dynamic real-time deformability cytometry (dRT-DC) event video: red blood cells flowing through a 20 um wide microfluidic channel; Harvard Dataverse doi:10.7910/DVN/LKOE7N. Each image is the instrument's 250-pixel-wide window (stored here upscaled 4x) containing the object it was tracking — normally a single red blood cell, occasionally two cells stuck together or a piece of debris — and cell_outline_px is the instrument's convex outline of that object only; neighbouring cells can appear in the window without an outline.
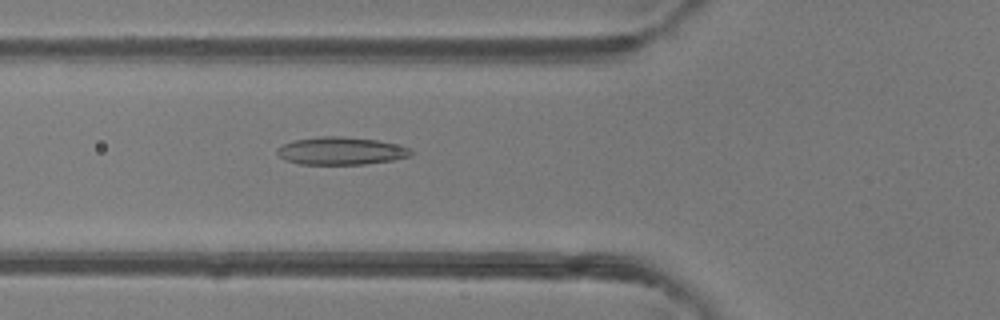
{"species": "common noctule bat (a hibernating species)", "species_latin": "Nyctalus noctula", "temperature_condition": "room temperature", "stored_images_in_passage": 34, "camera_frame_rate_fps": 3000, "um_per_image_px": 0.085, "animal": {"sex": "female"}, "frame": {"image": 1, "passage_image": 3, "time_ms": 0.667, "image_size_px": [1000, 320], "cell_outline_px": [[412, 152], [408, 156], [392, 160], [364, 164], [300, 164], [284, 160], [276, 152], [276, 148], [292, 140], [320, 136], [344, 136], [376, 140], [408, 148]], "centroid_in_image_um": [28.89, 12.82], "position_along_channel_um": 96.9, "area_um2": 21.39}}
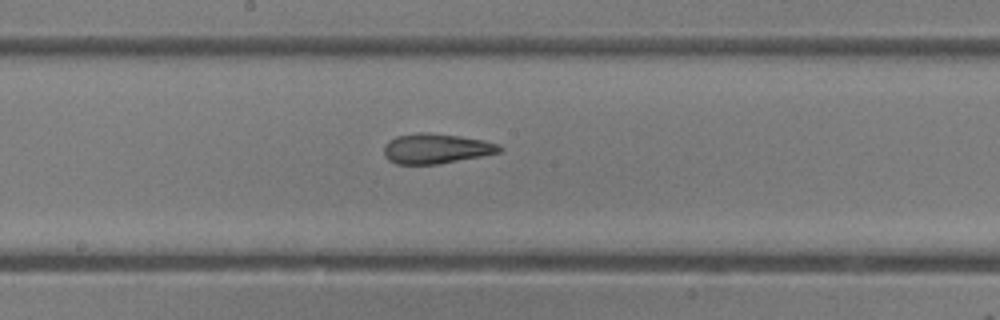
{"frame": {"image": 2, "passage_image": 11, "time_ms": 3.333, "image_size_px": [1000, 320], "cell_outline_px": [[504, 148], [500, 152], [440, 164], [396, 164], [388, 160], [384, 156], [384, 144], [388, 140], [396, 136], [416, 132], [428, 132], [460, 136], [484, 140], [500, 144]], "centroid_in_image_um": [37.05, 12.62], "position_along_channel_um": 211.2, "area_um2": 20.46}}
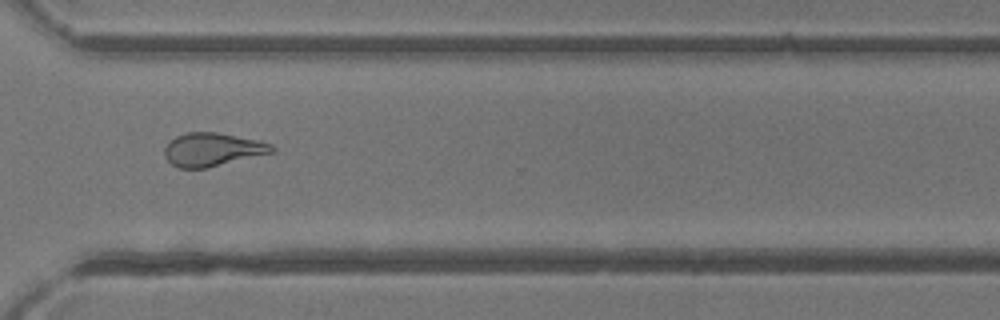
{"frame": {"image": 3, "passage_image": 21, "time_ms": 6.667, "image_size_px": [1000, 320], "cell_outline_px": [[276, 152], [208, 168], [180, 168], [172, 164], [164, 156], [164, 148], [176, 136], [188, 132], [216, 132], [260, 140], [272, 144], [276, 148]], "centroid_in_image_um": [18.12, 12.71], "position_along_channel_um": 352.5, "area_um2": 21.04}, "authors_computed_cell_mechanics": {"area_um2": 21.0392, "velocity_mm_per_s": 4.2506, "shape_relaxation_time_tau1_ms": 8.5027, "shape_relaxation_time_tau2_ms": 1.6705, "deformation_change_tau1": 0.2506, "deformation_change_tau2": 0.1071}}